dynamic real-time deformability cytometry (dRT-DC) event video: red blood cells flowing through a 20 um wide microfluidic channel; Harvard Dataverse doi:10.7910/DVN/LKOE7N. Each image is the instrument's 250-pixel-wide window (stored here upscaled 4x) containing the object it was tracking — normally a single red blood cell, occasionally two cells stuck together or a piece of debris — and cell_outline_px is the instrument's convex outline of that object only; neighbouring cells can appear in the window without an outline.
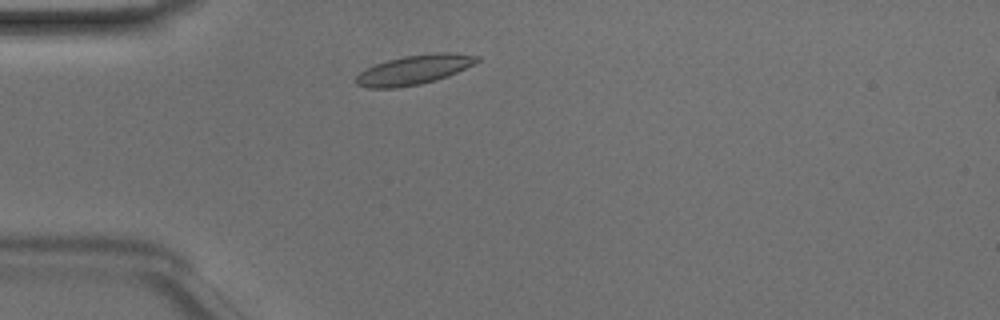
{"species": "Egyptian fruit bat (a non-hibernating species)", "species_latin": "Rousettus aegyptiacus", "temperature_condition": "room temperature", "stored_images_in_passage": 26, "camera_frame_rate_fps": 3000, "um_per_image_px": 0.085, "animal": {"sex": "male"}, "frame": {"image": 1, "passage_image": 4, "time_ms": 1.0, "image_size_px": [1000, 320], "cell_outline_px": [[480, 60], [448, 76], [420, 84], [396, 88], [368, 88], [356, 84], [356, 76], [360, 72], [376, 64], [388, 60], [404, 56], [436, 52], [448, 52], [480, 56]], "centroid_in_image_um": [35.19, 5.93], "position_along_channel_um": 49.8, "area_um2": 20.52}}
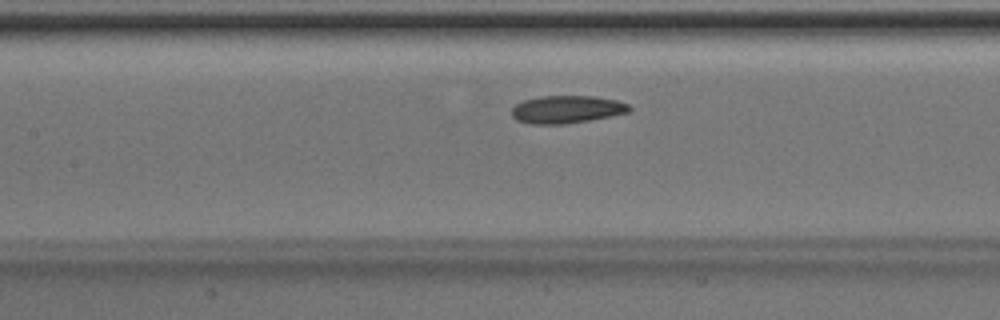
{"frame": {"image": 2, "passage_image": 13, "time_ms": 4.0, "image_size_px": [1000, 320], "cell_outline_px": [[632, 108], [628, 112], [588, 120], [564, 124], [528, 124], [516, 120], [512, 116], [512, 108], [516, 104], [524, 100], [540, 96], [596, 96], [616, 100], [628, 104]], "centroid_in_image_um": [48.14, 9.29], "position_along_channel_um": 159.3, "area_um2": 18.9}}
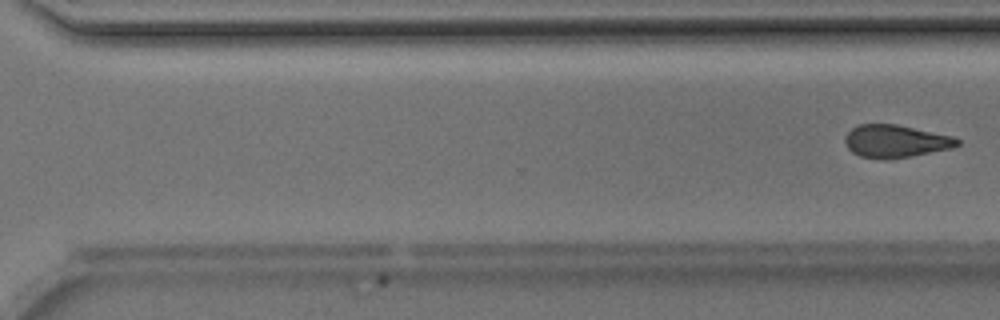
{"frame": {"image": 3, "passage_image": 26, "time_ms": 8.333, "image_size_px": [1000, 320], "cell_outline_px": [[960, 144], [952, 148], [912, 156], [884, 160], [860, 156], [852, 152], [848, 148], [844, 140], [844, 136], [856, 124], [896, 124], [952, 136], [960, 140]], "centroid_in_image_um": [76.1, 12.01], "position_along_channel_um": 294.5, "area_um2": 21.44}}